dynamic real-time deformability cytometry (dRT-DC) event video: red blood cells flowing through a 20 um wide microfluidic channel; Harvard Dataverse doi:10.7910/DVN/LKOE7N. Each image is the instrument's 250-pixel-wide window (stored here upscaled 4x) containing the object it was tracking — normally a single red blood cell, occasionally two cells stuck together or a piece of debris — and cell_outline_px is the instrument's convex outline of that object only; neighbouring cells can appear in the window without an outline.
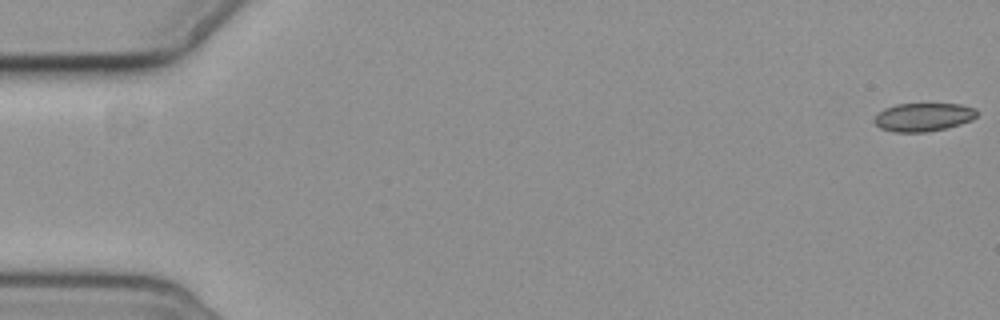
{"species": "common noctule bat (a hibernating species)", "species_latin": "Nyctalus noctula", "temperature_condition": "cold", "stored_images_in_passage": 6, "camera_frame_rate_fps": 3000, "um_per_image_px": 0.085, "animal": {"sex": "female", "body_mass_g": 19.3, "forearm_length_mm": 54.1}, "frame": {"image": 1, "passage_image": 1, "time_ms": 0.0, "image_size_px": [1000, 320], "cell_outline_px": [[976, 116], [972, 120], [960, 124], [928, 132], [892, 132], [880, 128], [872, 120], [884, 108], [896, 104], [960, 104], [976, 108]], "centroid_in_image_um": [78.47, 9.95], "position_along_channel_um": 6.5, "area_um2": 16.94}}
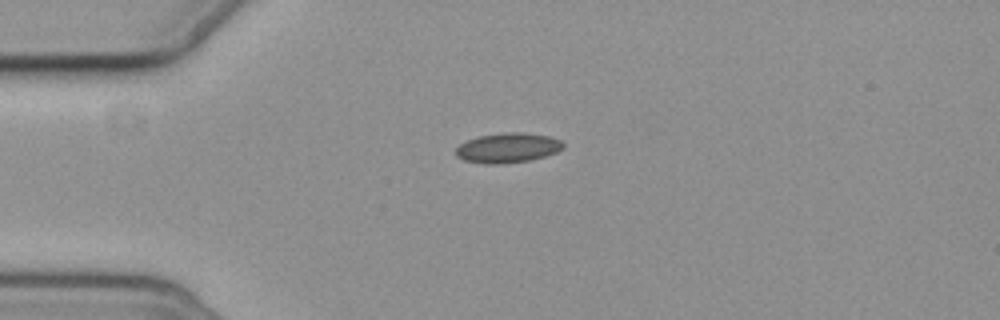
{"frame": {"image": 2, "passage_image": 5, "time_ms": 4.667, "image_size_px": [1000, 320], "cell_outline_px": [[564, 148], [556, 152], [544, 156], [528, 160], [500, 164], [484, 164], [464, 160], [456, 156], [456, 148], [460, 144], [468, 140], [480, 136], [504, 132], [524, 132], [548, 136], [560, 140], [564, 144]], "centroid_in_image_um": [43.15, 12.56], "position_along_channel_um": 41.8, "area_um2": 18.55}}